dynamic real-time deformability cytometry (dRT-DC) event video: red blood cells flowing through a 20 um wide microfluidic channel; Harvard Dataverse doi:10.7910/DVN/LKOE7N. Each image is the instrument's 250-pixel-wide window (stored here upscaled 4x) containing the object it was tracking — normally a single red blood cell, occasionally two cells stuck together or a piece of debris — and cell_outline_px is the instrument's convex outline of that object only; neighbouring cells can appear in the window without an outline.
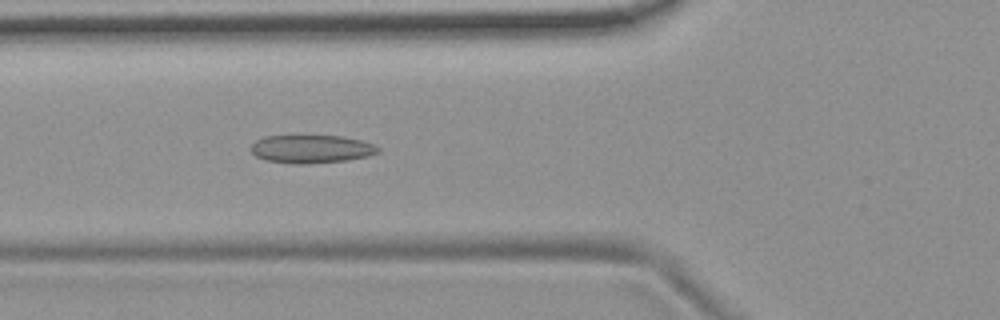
{"species": "common noctule bat (a hibernating species)", "species_latin": "Nyctalus noctula", "temperature_condition": "room temperature", "stored_images_in_passage": 6, "camera_frame_rate_fps": 3000, "um_per_image_px": 0.085, "animal": {"sex": "female", "body_mass_g": 19.9}, "frame": {"image": 1, "passage_image": 6, "time_ms": 1.667, "image_size_px": [1000, 320], "cell_outline_px": [[380, 152], [368, 156], [348, 160], [304, 164], [292, 164], [264, 160], [256, 156], [252, 152], [252, 144], [256, 140], [264, 136], [304, 132], [344, 136], [360, 140], [372, 144], [380, 148]], "centroid_in_image_um": [26.43, 12.61], "position_along_channel_um": 99.4, "area_um2": 22.02}}